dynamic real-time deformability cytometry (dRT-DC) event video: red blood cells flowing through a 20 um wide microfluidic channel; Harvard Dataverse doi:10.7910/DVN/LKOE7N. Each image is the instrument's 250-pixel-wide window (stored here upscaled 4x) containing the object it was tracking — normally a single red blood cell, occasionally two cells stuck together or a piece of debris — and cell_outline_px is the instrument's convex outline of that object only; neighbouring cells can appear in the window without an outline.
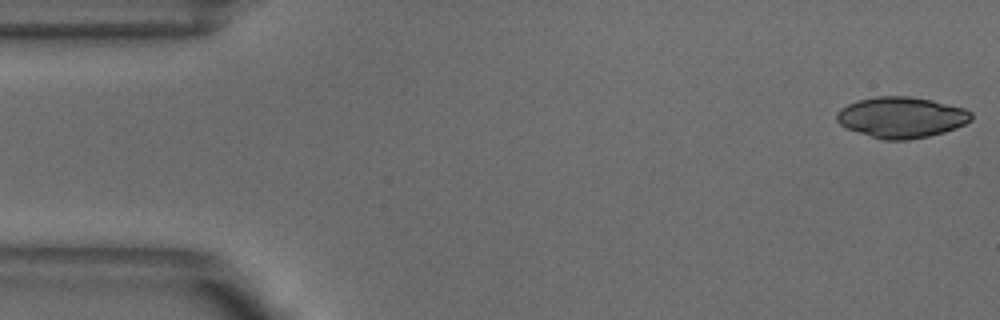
{"species": "common noctule bat (a hibernating species)", "species_latin": "Nyctalus noctula", "temperature_condition": "warm", "stored_images_in_passage": 50, "camera_frame_rate_fps": 3000, "um_per_image_px": 0.085, "animal": {"sex": "male", "body_mass_g": 18.8}, "frame": {"image": 1, "passage_image": 1, "time_ms": 0.0, "image_size_px": [1000, 320], "cell_outline_px": [[972, 120], [956, 128], [944, 132], [928, 136], [908, 140], [884, 140], [848, 128], [840, 124], [836, 120], [836, 112], [840, 108], [848, 104], [860, 100], [876, 96], [908, 96], [932, 100], [964, 108], [972, 112]], "centroid_in_image_um": [76.64, 9.97], "position_along_channel_um": 8.4, "area_um2": 31.91}}